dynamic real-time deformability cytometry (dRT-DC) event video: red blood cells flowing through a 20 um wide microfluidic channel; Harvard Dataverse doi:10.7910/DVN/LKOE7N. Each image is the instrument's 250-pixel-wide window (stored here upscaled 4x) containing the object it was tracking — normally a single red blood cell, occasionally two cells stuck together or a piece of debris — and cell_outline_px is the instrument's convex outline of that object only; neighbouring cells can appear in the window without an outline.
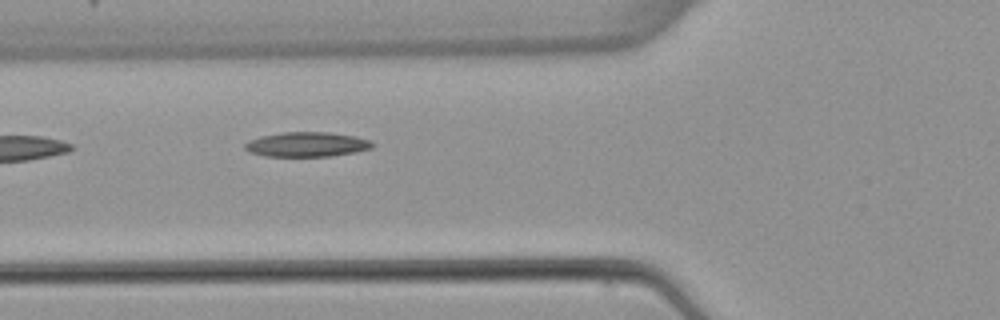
{"species": "common noctule bat (a hibernating species)", "species_latin": "Nyctalus noctula", "temperature_condition": "warm", "stored_images_in_passage": 6, "segment_of_instrument_passage": [2, 2], "camera_frame_rate_fps": 3000, "um_per_image_px": 0.085, "animal": {"sex": "female", "body_mass_g": 22.7, "forearm_length_mm": 54.2}, "frame": {"image": 1, "passage_image": 6, "time_ms": 6.0, "image_size_px": [1000, 320], "cell_outline_px": [[376, 144], [372, 148], [356, 152], [332, 156], [264, 156], [248, 152], [244, 148], [244, 144], [248, 140], [260, 136], [284, 132], [328, 132], [356, 136], [372, 140]], "centroid_in_image_um": [26.1, 12.27], "position_along_channel_um": 99.7, "area_um2": 18.61}}